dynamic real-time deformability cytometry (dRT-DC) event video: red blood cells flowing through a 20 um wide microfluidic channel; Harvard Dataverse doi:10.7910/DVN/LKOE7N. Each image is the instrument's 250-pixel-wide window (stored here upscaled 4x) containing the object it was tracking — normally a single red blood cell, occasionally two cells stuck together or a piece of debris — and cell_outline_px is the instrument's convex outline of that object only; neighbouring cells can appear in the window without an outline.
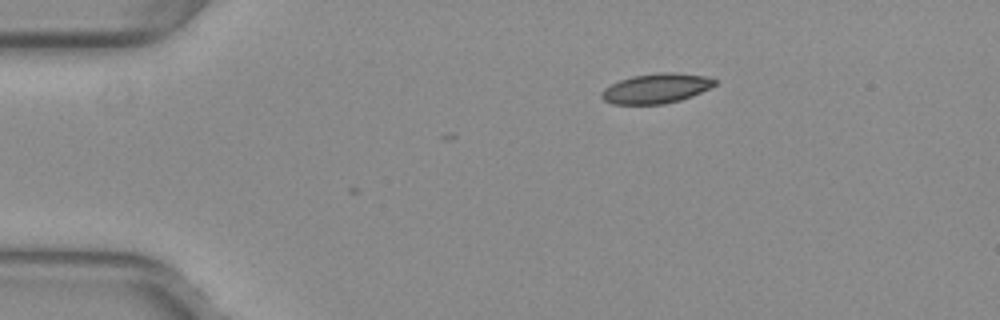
{"species": "common noctule bat (a hibernating species)", "species_latin": "Nyctalus noctula", "temperature_condition": "warm", "stored_images_in_passage": 2, "camera_frame_rate_fps": 3000, "um_per_image_px": 0.085, "animal": {"sex": "female", "body_mass_g": 29.2, "forearm_length_mm": 56.3}, "frame": {"image": 1, "passage_image": 1, "time_ms": 0.0, "image_size_px": [1000, 320], "cell_outline_px": [[716, 84], [692, 96], [680, 100], [664, 104], [612, 104], [604, 100], [600, 96], [600, 92], [604, 88], [620, 80], [632, 76], [660, 72], [672, 72], [704, 76], [716, 80]], "centroid_in_image_um": [55.74, 7.52], "position_along_channel_um": 29.3, "area_um2": 19.54}}